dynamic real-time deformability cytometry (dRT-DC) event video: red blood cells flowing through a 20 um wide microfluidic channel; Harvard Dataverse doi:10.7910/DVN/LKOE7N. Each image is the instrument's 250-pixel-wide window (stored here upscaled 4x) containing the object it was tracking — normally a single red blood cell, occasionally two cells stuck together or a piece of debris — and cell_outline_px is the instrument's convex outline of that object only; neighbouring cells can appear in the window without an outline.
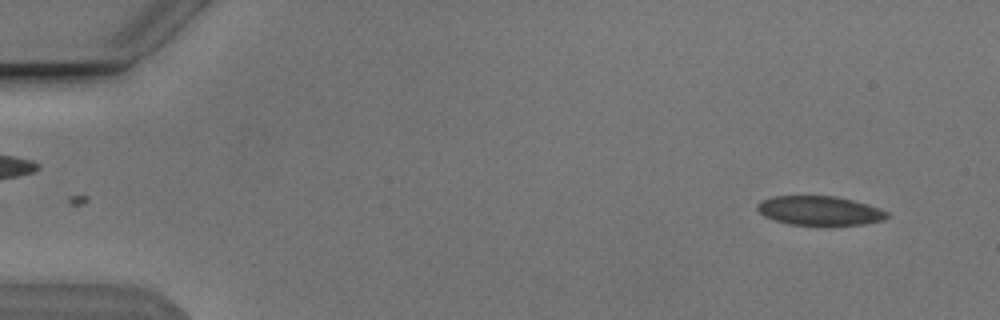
{"species": "Egyptian fruit bat (a non-hibernating species)", "species_latin": "Rousettus aegyptiacus", "temperature_condition": "cold", "stored_images_in_passage": 49, "camera_frame_rate_fps": 3000, "um_per_image_px": 0.085, "animal": {"sex": "male"}, "frame": {"image": 1, "passage_image": 1, "time_ms": 0.0, "image_size_px": [1000, 320], "cell_outline_px": [[892, 216], [884, 220], [864, 224], [788, 224], [764, 216], [756, 208], [756, 204], [760, 200], [772, 196], [836, 196], [852, 200], [888, 212]], "centroid_in_image_um": [69.64, 17.89], "position_along_channel_um": 15.4, "area_um2": 21.79}}
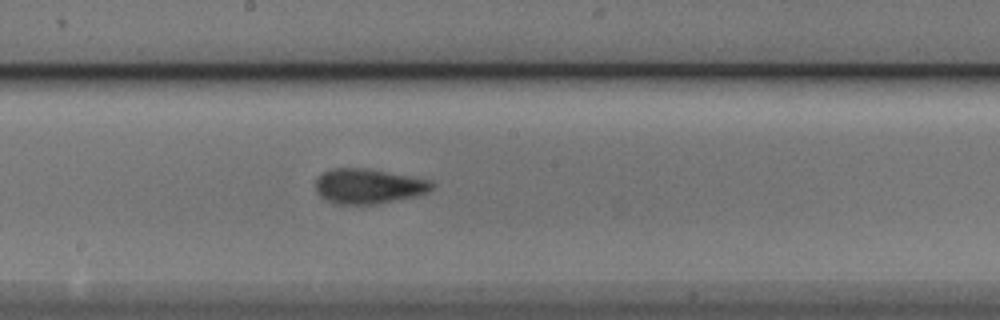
{"frame": {"image": 2, "passage_image": 26, "time_ms": 8.333, "image_size_px": [1000, 320], "cell_outline_px": [[432, 188], [428, 192], [412, 196], [376, 204], [336, 204], [324, 200], [316, 192], [316, 180], [324, 172], [332, 168], [368, 168], [428, 180], [432, 184]], "centroid_in_image_um": [31.24, 15.83], "position_along_channel_um": 217.0, "area_um2": 23.35}}
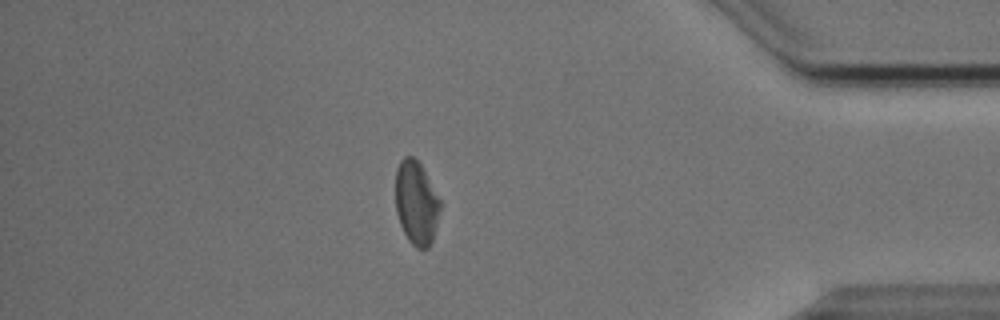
{"frame": {"image": 3, "passage_image": 43, "time_ms": 14.0, "image_size_px": [1000, 320], "cell_outline_px": [[440, 208], [432, 240], [428, 248], [416, 248], [408, 240], [400, 224], [396, 212], [396, 168], [400, 160], [404, 156], [412, 156], [420, 164], [440, 200]], "centroid_in_image_um": [35.36, 17.24], "position_along_channel_um": 399.8, "area_um2": 21.44}}